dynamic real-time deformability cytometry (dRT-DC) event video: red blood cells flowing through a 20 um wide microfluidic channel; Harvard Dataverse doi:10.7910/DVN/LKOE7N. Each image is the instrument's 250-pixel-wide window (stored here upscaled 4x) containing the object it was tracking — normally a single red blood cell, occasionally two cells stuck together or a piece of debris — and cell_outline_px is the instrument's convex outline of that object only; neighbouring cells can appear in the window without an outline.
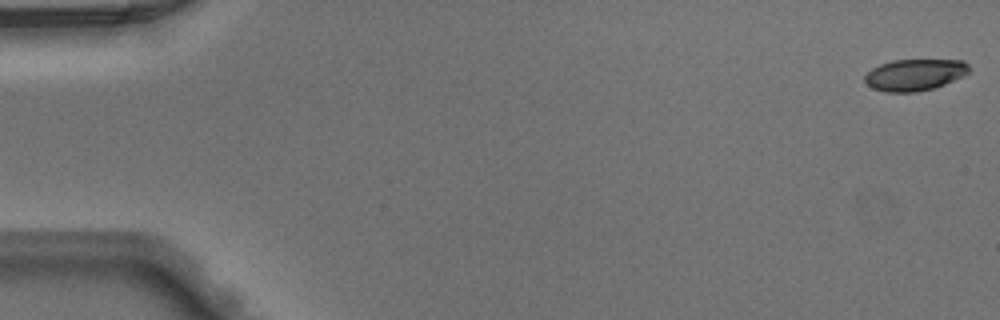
{"species": "Egyptian fruit bat (a non-hibernating species)", "species_latin": "Rousettus aegyptiacus", "temperature_condition": "warm", "stored_images_in_passage": 49, "camera_frame_rate_fps": 3000, "um_per_image_px": 0.085, "animal": {"sex": "male"}, "frame": {"image": 1, "passage_image": 1, "time_ms": 0.0, "image_size_px": [1000, 320], "cell_outline_px": [[968, 72], [964, 76], [944, 84], [932, 88], [916, 92], [884, 92], [872, 88], [864, 80], [864, 76], [872, 68], [880, 64], [892, 60], [964, 60], [968, 64]], "centroid_in_image_um": [77.73, 6.35], "position_along_channel_um": 7.3, "area_um2": 19.13}}
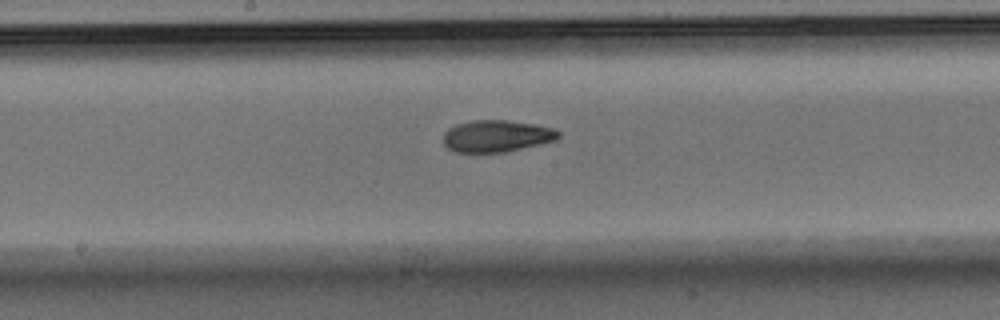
{"frame": {"image": 2, "passage_image": 26, "time_ms": 8.333, "image_size_px": [1000, 320], "cell_outline_px": [[560, 136], [556, 140], [504, 152], [452, 152], [444, 144], [444, 132], [448, 128], [456, 124], [472, 120], [508, 120], [536, 124], [552, 128], [560, 132]], "centroid_in_image_um": [42.19, 11.55], "position_along_channel_um": 206.0, "area_um2": 21.39}}
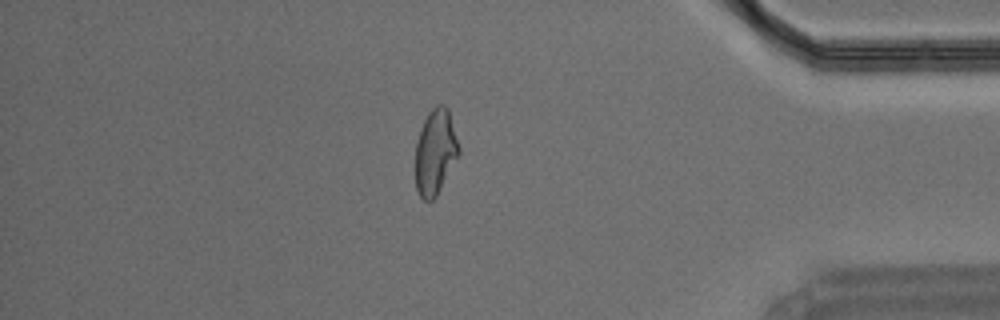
{"frame": {"image": 3, "passage_image": 42, "time_ms": 13.667, "image_size_px": [1000, 320], "cell_outline_px": [[460, 152], [436, 196], [432, 200], [424, 200], [420, 196], [416, 188], [416, 140], [420, 128], [428, 112], [436, 104], [444, 104], [448, 108], [460, 148]], "centroid_in_image_um": [37.0, 12.87], "position_along_channel_um": 398.2, "area_um2": 21.5}}